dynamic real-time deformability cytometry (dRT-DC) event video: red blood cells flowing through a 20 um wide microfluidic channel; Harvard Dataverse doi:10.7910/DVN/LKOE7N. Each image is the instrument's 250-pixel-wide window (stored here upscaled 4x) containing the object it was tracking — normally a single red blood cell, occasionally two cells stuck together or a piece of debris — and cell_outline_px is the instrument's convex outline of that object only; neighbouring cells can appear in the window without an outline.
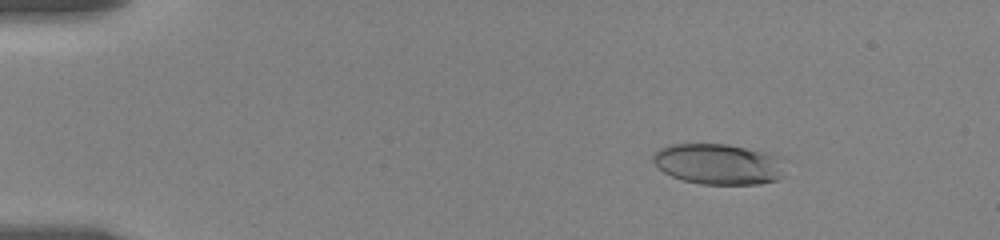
{"species": "human", "species_latin": "Homo sapiens", "temperature_condition": "room temperature", "stored_images_in_passage": 8, "camera_frame_rate_fps": 3000, "um_per_image_px": 0.085, "donor": {"sex": "female"}, "frame": {"image": 1, "passage_image": 3, "time_ms": 1.667, "image_size_px": [1000, 240], "cell_outline_px": [[784, 176], [780, 180], [760, 184], [700, 184], [684, 180], [672, 176], [664, 172], [652, 160], [652, 156], [660, 148], [672, 144], [728, 144], [784, 156]], "centroid_in_image_um": [61.16, 13.95], "position_along_channel_um": 23.8, "area_um2": 31.73}}
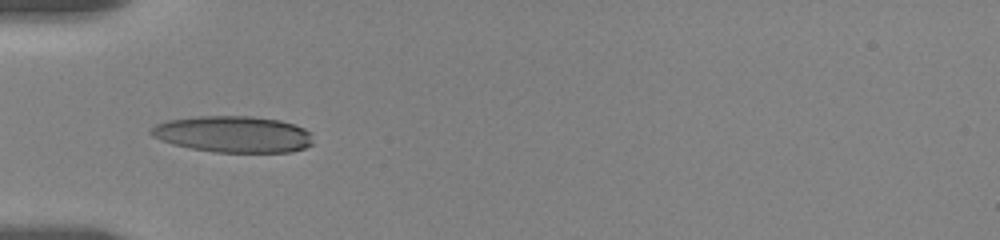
{"frame": {"image": 2, "passage_image": 7, "time_ms": 5.333, "image_size_px": [1000, 240], "cell_outline_px": [[312, 144], [304, 148], [292, 152], [216, 152], [192, 148], [172, 144], [160, 140], [152, 136], [148, 132], [156, 124], [168, 120], [196, 116], [252, 116], [280, 120], [304, 128], [312, 132]], "centroid_in_image_um": [19.83, 11.4], "position_along_channel_um": 65.2, "area_um2": 34.51}}